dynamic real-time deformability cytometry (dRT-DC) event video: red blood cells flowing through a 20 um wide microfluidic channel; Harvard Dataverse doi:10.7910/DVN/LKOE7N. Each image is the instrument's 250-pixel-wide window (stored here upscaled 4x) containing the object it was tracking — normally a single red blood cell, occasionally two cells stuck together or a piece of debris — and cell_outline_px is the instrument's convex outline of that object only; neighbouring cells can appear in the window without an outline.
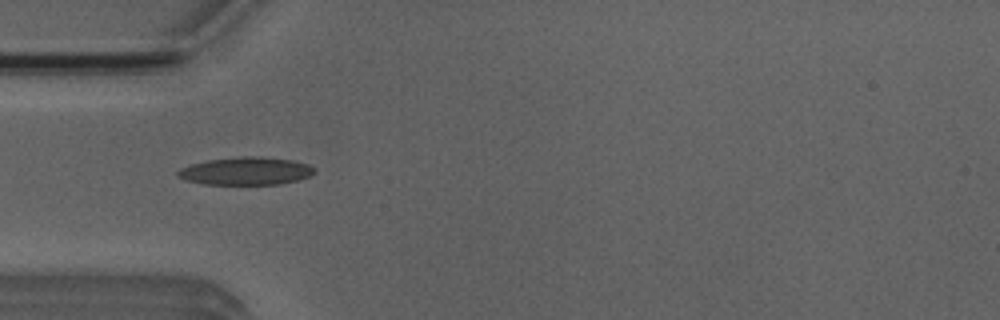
{"species": "Egyptian fruit bat (a non-hibernating species)", "species_latin": "Rousettus aegyptiacus", "temperature_condition": "room temperature", "stored_images_in_passage": 7, "camera_frame_rate_fps": 3000, "um_per_image_px": 0.085, "animal": {"sex": "male"}, "frame": {"image": 1, "passage_image": 4, "time_ms": 3.333, "image_size_px": [1000, 320], "cell_outline_px": [[316, 172], [308, 176], [296, 180], [280, 184], [204, 184], [184, 180], [176, 176], [176, 172], [180, 168], [192, 164], [208, 160], [240, 156], [256, 156], [292, 160], [308, 164]], "centroid_in_image_um": [20.85, 14.54], "position_along_channel_um": 64.2, "area_um2": 22.02}}
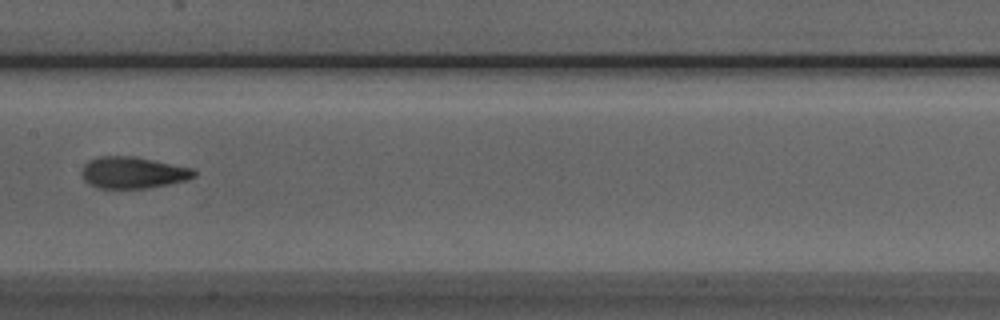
{"frame": {"image": 2, "passage_image": 7, "time_ms": 6.667, "image_size_px": [1000, 320], "cell_outline_px": [[196, 176], [188, 180], [148, 188], [96, 188], [88, 184], [84, 180], [80, 172], [84, 164], [88, 160], [100, 156], [136, 156], [192, 168], [196, 172]], "centroid_in_image_um": [11.28, 14.67], "position_along_channel_um": 196.1, "area_um2": 20.92}}